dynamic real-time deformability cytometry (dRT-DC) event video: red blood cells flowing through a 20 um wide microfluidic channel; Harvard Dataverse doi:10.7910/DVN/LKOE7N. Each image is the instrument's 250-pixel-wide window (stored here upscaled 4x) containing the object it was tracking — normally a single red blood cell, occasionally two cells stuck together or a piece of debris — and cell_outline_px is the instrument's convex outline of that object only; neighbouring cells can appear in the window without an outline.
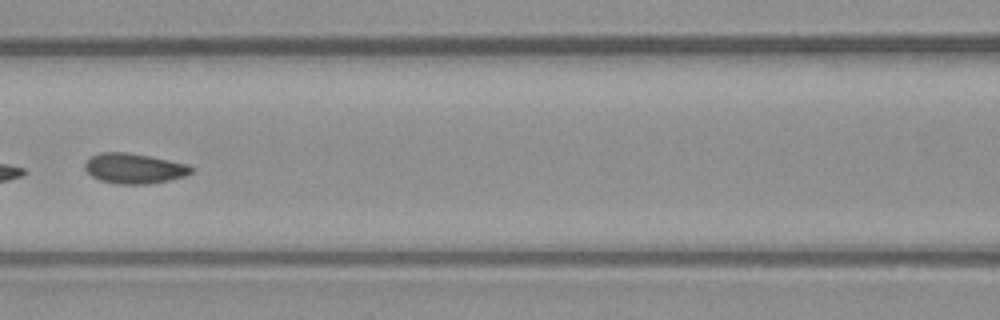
{"species": "common noctule bat (a hibernating species)", "species_latin": "Nyctalus noctula", "temperature_condition": "warm", "stored_images_in_passage": 8, "camera_frame_rate_fps": 3000, "um_per_image_px": 0.085, "animal": {"sex": "male", "body_mass_g": 23.1, "forearm_length_mm": 52.7}, "frame": {"image": 1, "passage_image": 7, "time_ms": 2.0, "image_size_px": [1000, 320], "cell_outline_px": [[192, 172], [184, 176], [168, 180], [148, 184], [116, 184], [100, 180], [92, 176], [84, 168], [84, 164], [92, 156], [100, 152], [128, 152], [188, 164], [192, 168]], "centroid_in_image_um": [11.38, 14.32], "position_along_channel_um": 155.2, "area_um2": 18.55}}
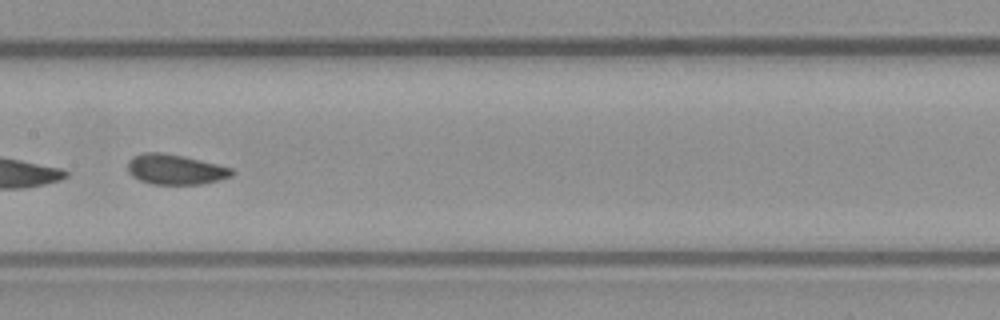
{"frame": {"image": 2, "passage_image": 8, "time_ms": 2.333, "image_size_px": [1000, 320], "cell_outline_px": [[236, 172], [232, 176], [200, 184], [152, 184], [140, 180], [132, 176], [128, 172], [128, 160], [132, 156], [144, 152], [160, 152], [184, 156], [232, 168]], "centroid_in_image_um": [14.87, 14.39], "position_along_channel_um": 192.5, "area_um2": 18.26}}